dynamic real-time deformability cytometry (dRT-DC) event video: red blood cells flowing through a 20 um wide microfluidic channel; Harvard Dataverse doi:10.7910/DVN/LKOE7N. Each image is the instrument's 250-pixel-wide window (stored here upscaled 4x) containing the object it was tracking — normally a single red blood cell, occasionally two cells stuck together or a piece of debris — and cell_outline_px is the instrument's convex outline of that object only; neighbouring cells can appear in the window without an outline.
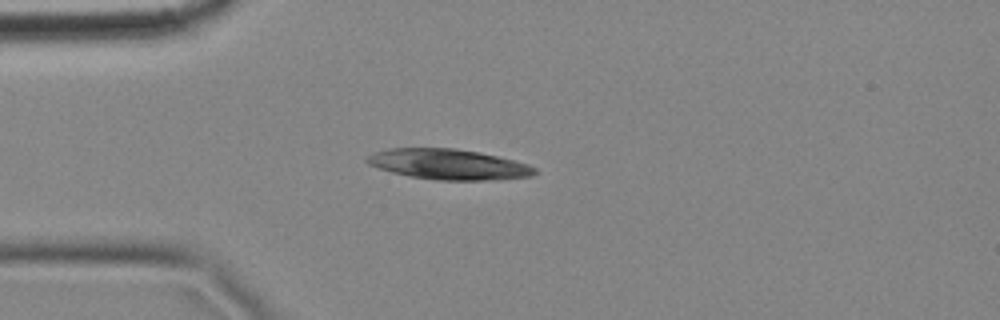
{"species": "common noctule bat (a hibernating species)", "species_latin": "Nyctalus noctula", "temperature_condition": "cold", "stored_images_in_passage": 2, "camera_frame_rate_fps": 3000, "um_per_image_px": 0.085, "animal": {"sex": "female", "body_mass_g": 18.4}, "frame": {"image": 1, "passage_image": 2, "time_ms": 0.333, "image_size_px": [1000, 320], "cell_outline_px": [[536, 172], [532, 176], [488, 180], [436, 180], [412, 176], [392, 172], [368, 164], [364, 160], [368, 156], [376, 152], [392, 148], [456, 148], [480, 152], [528, 164], [536, 168]], "centroid_in_image_um": [38.13, 13.96], "position_along_channel_um": 46.9, "area_um2": 29.42}}